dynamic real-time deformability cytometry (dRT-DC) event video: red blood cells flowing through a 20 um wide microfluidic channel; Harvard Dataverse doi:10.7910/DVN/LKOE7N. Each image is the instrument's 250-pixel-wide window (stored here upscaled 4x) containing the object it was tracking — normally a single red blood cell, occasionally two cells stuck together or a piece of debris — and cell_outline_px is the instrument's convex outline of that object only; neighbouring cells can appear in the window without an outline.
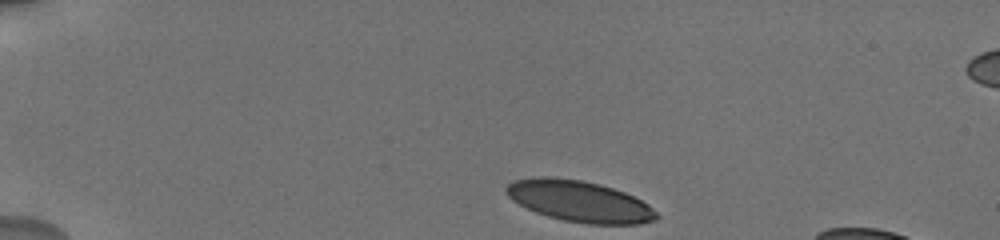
{"species": "human", "species_latin": "Homo sapiens", "temperature_condition": "cold", "stored_images_in_passage": 5, "camera_frame_rate_fps": 3000, "um_per_image_px": 0.085, "donor": {"sex": "male"}, "frame": {"image": 1, "passage_image": 1, "time_ms": 0.0, "image_size_px": [1000, 240], "cell_outline_px": [[660, 216], [656, 220], [640, 224], [588, 224], [564, 220], [548, 216], [536, 212], [512, 200], [504, 192], [504, 188], [512, 180], [540, 176], [548, 176], [580, 180], [600, 184], [624, 192], [648, 204]], "centroid_in_image_um": [49.24, 17.1], "position_along_channel_um": 35.8, "area_um2": 36.01}}
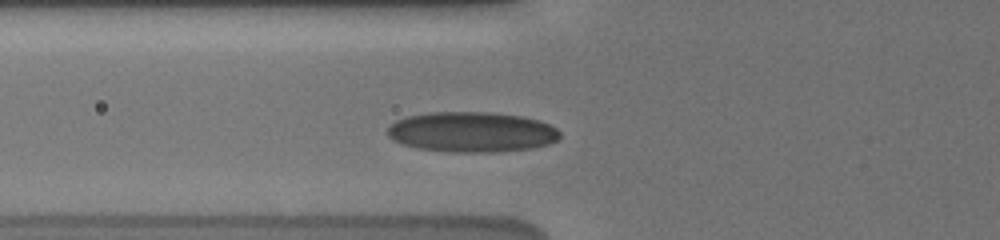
{"frame": {"image": 2, "passage_image": 5, "time_ms": 3.333, "image_size_px": [1000, 240], "cell_outline_px": [[560, 136], [556, 140], [548, 144], [532, 148], [492, 152], [452, 152], [416, 148], [392, 140], [388, 136], [388, 128], [396, 120], [408, 116], [428, 112], [492, 112], [520, 116], [536, 120], [548, 124], [556, 128], [560, 132]], "centroid_in_image_um": [40.08, 11.22], "position_along_channel_um": 85.7, "area_um2": 40.34}}